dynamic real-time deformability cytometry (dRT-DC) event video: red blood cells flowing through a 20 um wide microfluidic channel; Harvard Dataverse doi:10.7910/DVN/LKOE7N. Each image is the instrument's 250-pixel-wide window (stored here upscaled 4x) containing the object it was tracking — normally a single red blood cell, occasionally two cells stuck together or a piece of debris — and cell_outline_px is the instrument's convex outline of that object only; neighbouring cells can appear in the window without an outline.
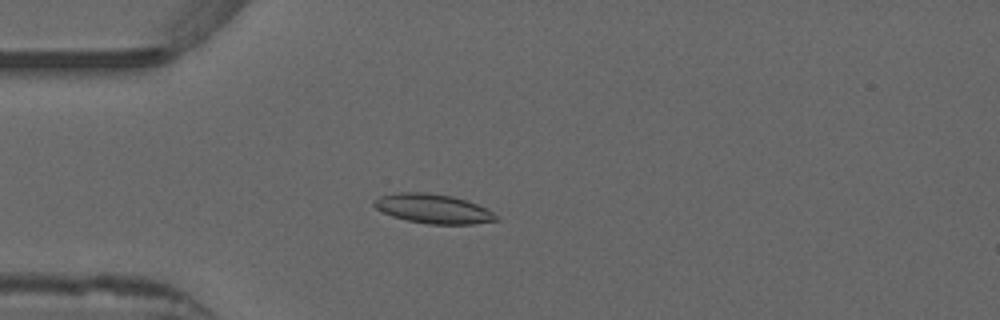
{"species": "common noctule bat (a hibernating species)", "species_latin": "Nyctalus noctula", "temperature_condition": "warm", "stored_images_in_passage": 52, "camera_frame_rate_fps": 3000, "um_per_image_px": 0.085, "animal": {"sex": "male", "forearm_length_mm": 52.5}, "frame": {"image": 1, "passage_image": 14, "time_ms": 4.333, "image_size_px": [1000, 320], "cell_outline_px": [[500, 220], [472, 224], [428, 224], [408, 220], [392, 216], [376, 208], [372, 204], [372, 200], [380, 196], [400, 192], [424, 192], [452, 196], [476, 204], [500, 216]], "centroid_in_image_um": [36.81, 17.74], "position_along_channel_um": 48.2, "area_um2": 20.75}}
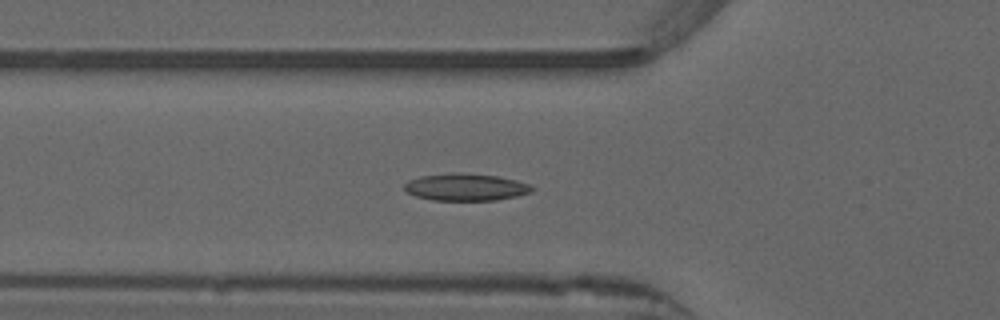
{"frame": {"image": 2, "passage_image": 18, "time_ms": 5.667, "image_size_px": [1000, 320], "cell_outline_px": [[532, 192], [516, 196], [496, 200], [432, 200], [416, 196], [408, 192], [404, 188], [404, 184], [408, 180], [420, 176], [452, 172], [460, 172], [496, 176], [516, 180], [528, 184], [532, 188]], "centroid_in_image_um": [39.55, 15.9], "position_along_channel_um": 86.2, "area_um2": 20.11}}
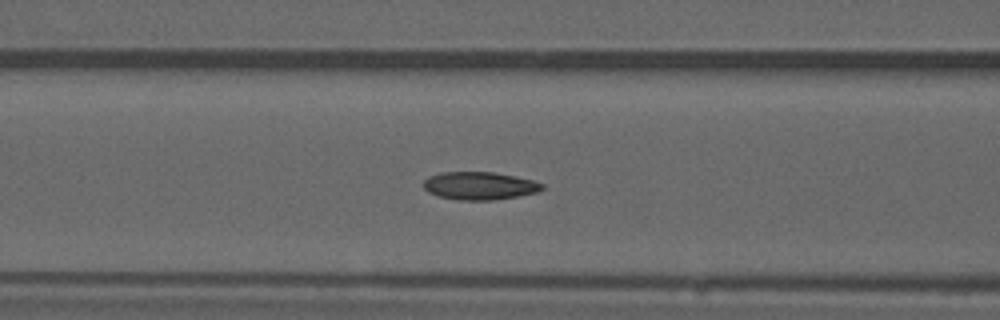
{"frame": {"image": 3, "passage_image": 21, "time_ms": 6.667, "image_size_px": [1000, 320], "cell_outline_px": [[544, 188], [536, 192], [516, 196], [492, 200], [456, 200], [436, 196], [428, 192], [424, 188], [424, 180], [428, 176], [440, 172], [492, 172], [532, 180], [544, 184]], "centroid_in_image_um": [40.7, 15.79], "position_along_channel_um": 125.9, "area_um2": 19.19}, "authors_computed_cell_mechanics": {"area_um2": 19.1029, "velocity_mm_per_s": 3.9293, "shape_relaxation_time_tau1_ms": 11.1243, "shape_relaxation_time_tau2_ms": 1.8555, "deformation_change_tau1": 0.2438, "deformation_change_tau2": 0.0771}}